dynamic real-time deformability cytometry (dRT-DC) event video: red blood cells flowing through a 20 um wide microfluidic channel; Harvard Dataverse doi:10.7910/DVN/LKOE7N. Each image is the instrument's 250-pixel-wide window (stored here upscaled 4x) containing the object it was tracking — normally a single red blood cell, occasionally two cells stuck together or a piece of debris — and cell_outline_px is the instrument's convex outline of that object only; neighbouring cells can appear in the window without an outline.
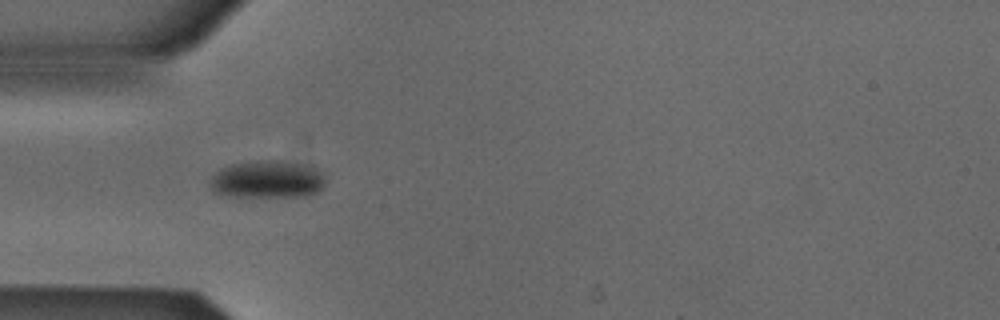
{"species": "Egyptian fruit bat (a non-hibernating species)", "species_latin": "Rousettus aegyptiacus", "temperature_condition": "cold", "stored_images_in_passage": 5, "camera_frame_rate_fps": 3000, "um_per_image_px": 0.085, "animal": {"sex": "male"}, "frame": {"image": 1, "passage_image": 4, "time_ms": 1.0, "image_size_px": [1000, 320], "cell_outline_px": [[324, 184], [316, 192], [304, 196], [232, 196], [212, 192], [212, 176], [216, 172], [232, 164], [268, 160], [280, 160], [312, 164], [324, 172]], "centroid_in_image_um": [22.81, 15.23], "position_along_channel_um": 62.2, "area_um2": 25.2}}
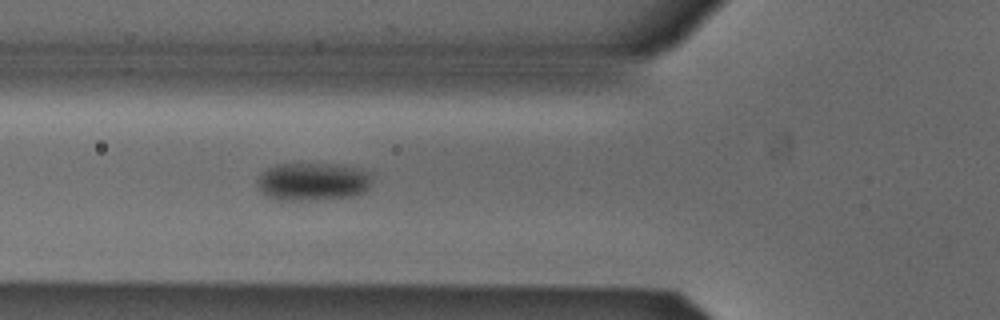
{"frame": {"image": 2, "passage_image": 5, "time_ms": 1.333, "image_size_px": [1000, 320], "cell_outline_px": [[368, 188], [364, 192], [352, 196], [300, 200], [276, 200], [260, 192], [256, 184], [256, 180], [268, 168], [276, 164], [340, 164], [356, 168], [368, 172]], "centroid_in_image_um": [26.51, 15.43], "position_along_channel_um": 99.3, "area_um2": 25.03}}